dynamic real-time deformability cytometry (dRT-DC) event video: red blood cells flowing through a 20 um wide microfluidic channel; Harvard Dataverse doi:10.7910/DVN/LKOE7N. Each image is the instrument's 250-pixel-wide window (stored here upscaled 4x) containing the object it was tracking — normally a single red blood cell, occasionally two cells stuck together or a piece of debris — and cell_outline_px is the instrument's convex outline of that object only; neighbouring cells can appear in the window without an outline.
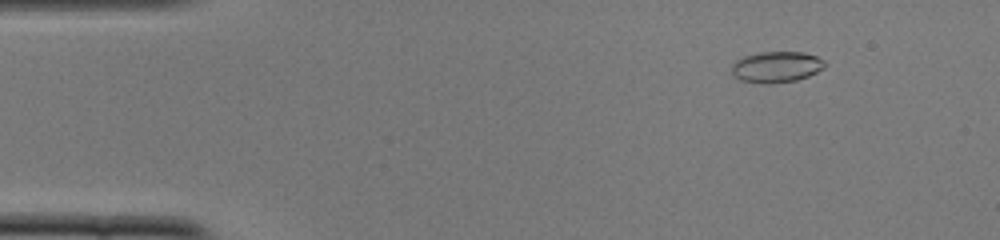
{"species": "common noctule bat (a hibernating species)", "species_latin": "Nyctalus noctula", "temperature_condition": "cold", "stored_images_in_passage": 51, "camera_frame_rate_fps": 3000, "um_per_image_px": 0.085, "animal": {"sex": "female", "body_mass_g": 22.0, "forearm_length_mm": 56.7}, "frame": {"image": 1, "passage_image": 6, "time_ms": 1.667, "image_size_px": [1000, 240], "cell_outline_px": [[824, 68], [808, 76], [796, 80], [768, 84], [740, 80], [732, 72], [732, 64], [736, 60], [744, 56], [760, 52], [804, 52], [816, 56], [824, 60]], "centroid_in_image_um": [65.99, 5.68], "position_along_channel_um": 19.0, "area_um2": 16.7}}
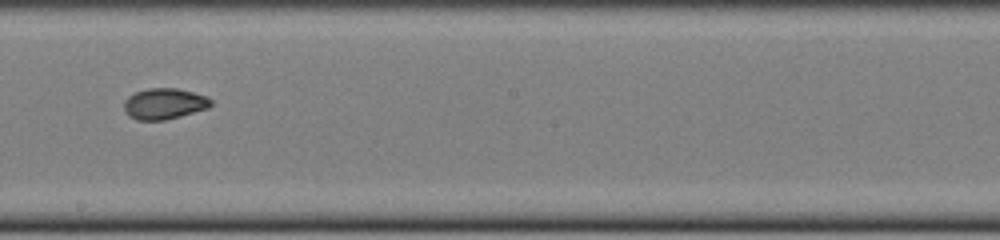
{"frame": {"image": 2, "passage_image": 29, "time_ms": 9.333, "image_size_px": [1000, 240], "cell_outline_px": [[212, 104], [208, 108], [180, 116], [164, 120], [136, 120], [128, 116], [124, 108], [124, 100], [128, 96], [136, 92], [148, 88], [176, 88], [208, 96], [212, 100]], "centroid_in_image_um": [13.96, 8.82], "position_along_channel_um": 234.2, "area_um2": 15.72}}
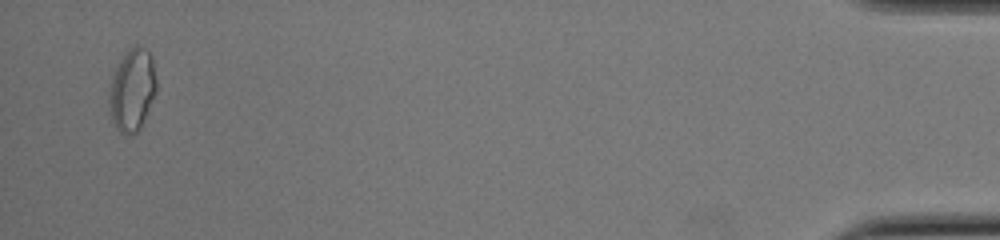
{"frame": {"image": 3, "passage_image": 50, "time_ms": 16.333, "image_size_px": [1000, 240], "cell_outline_px": [[156, 92], [140, 128], [132, 136], [124, 136], [116, 128], [112, 120], [108, 104], [108, 96], [112, 72], [116, 64], [124, 52], [128, 48], [136, 44], [144, 48], [152, 56], [156, 80]], "centroid_in_image_um": [11.2, 7.63], "position_along_channel_um": 424.0, "area_um2": 23.18}, "authors_computed_cell_mechanics": {"area_um2": 16.2418, "velocity_mm_per_s": 3.8943, "shape_relaxation_time_tau1_ms": null, "shape_relaxation_time_tau2_ms": 1.5382, "deformation_change_tau1": null, "deformation_change_tau2": 0.0454}}